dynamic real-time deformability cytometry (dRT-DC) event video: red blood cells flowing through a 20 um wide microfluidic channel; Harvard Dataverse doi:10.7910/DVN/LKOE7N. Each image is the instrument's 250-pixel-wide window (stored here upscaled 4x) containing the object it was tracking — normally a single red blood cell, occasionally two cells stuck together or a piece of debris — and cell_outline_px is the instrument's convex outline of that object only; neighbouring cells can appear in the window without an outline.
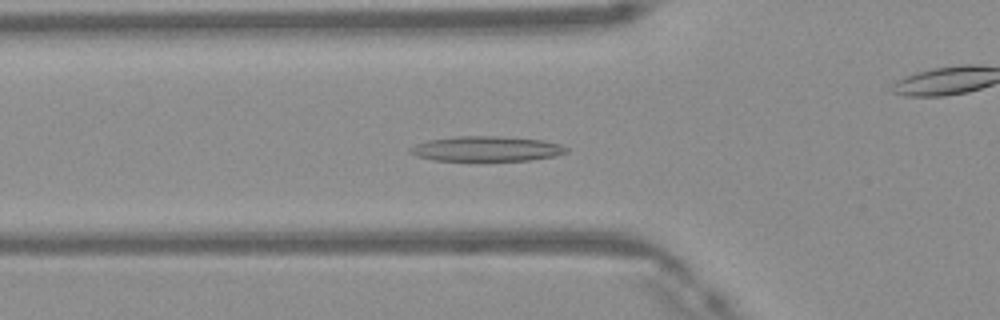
{"species": "Egyptian fruit bat (a non-hibernating species)", "species_latin": "Rousettus aegyptiacus", "temperature_condition": "warm", "stored_images_in_passage": 49, "camera_frame_rate_fps": 3000, "um_per_image_px": 0.085, "frame": {"image": 1, "passage_image": 16, "time_ms": 5.0, "image_size_px": [1000, 320], "cell_outline_px": [[568, 152], [552, 156], [532, 160], [436, 160], [416, 156], [408, 152], [408, 148], [416, 144], [428, 140], [456, 136], [500, 136], [544, 140], [560, 144], [568, 148]], "centroid_in_image_um": [41.34, 12.63], "position_along_channel_um": 84.5, "area_um2": 22.72}}
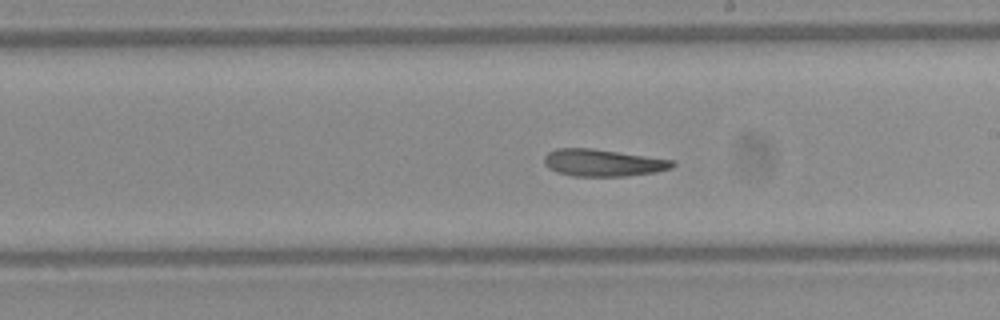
{"frame": {"image": 2, "passage_image": 27, "time_ms": 8.667, "image_size_px": [1000, 320], "cell_outline_px": [[676, 164], [672, 168], [656, 172], [628, 176], [572, 176], [556, 172], [548, 168], [544, 164], [544, 156], [548, 152], [556, 148], [592, 148], [676, 160]], "centroid_in_image_um": [51.26, 13.83], "position_along_channel_um": 237.7, "area_um2": 20.52}}
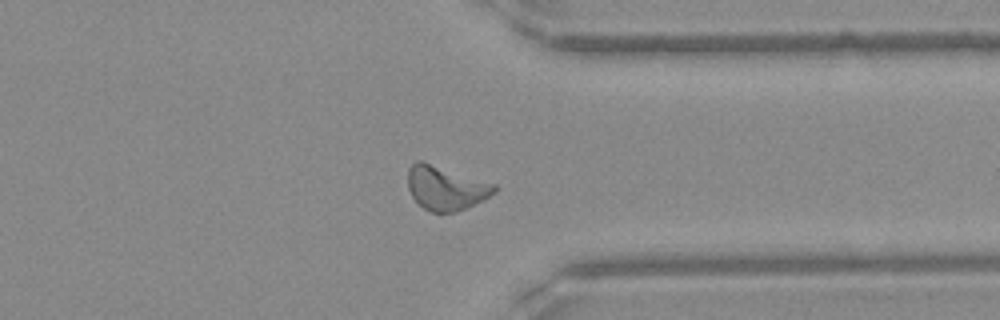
{"frame": {"image": 3, "passage_image": 37, "time_ms": 12.0, "image_size_px": [1000, 320], "cell_outline_px": [[496, 192], [484, 200], [468, 208], [456, 212], [432, 212], [424, 208], [412, 196], [408, 188], [408, 168], [416, 160], [420, 160], [496, 184]], "centroid_in_image_um": [37.9, 15.98], "position_along_channel_um": 373.5, "area_um2": 22.2}}